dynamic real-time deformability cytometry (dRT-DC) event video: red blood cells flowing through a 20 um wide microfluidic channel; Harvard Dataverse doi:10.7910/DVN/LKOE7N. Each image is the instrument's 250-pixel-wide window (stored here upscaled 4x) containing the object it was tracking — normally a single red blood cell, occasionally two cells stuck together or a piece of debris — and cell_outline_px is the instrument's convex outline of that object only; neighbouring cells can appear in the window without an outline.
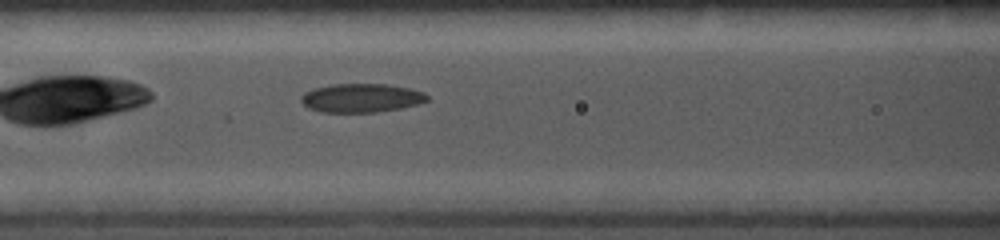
{"species": "common noctule bat (a hibernating species)", "species_latin": "Nyctalus noctula", "temperature_condition": "cold", "stored_images_in_passage": 49, "camera_frame_rate_fps": 5000, "um_per_image_px": 0.085, "animal": {"sex": "female", "body_mass_g": 19.0, "forearm_length_mm": 56.7}, "frame": {"image": 1, "passage_image": 17, "time_ms": 3.2, "image_size_px": [1000, 240], "cell_outline_px": [[428, 100], [416, 104], [400, 108], [376, 112], [320, 112], [308, 108], [300, 100], [300, 96], [304, 92], [312, 88], [332, 84], [388, 84], [408, 88], [424, 92], [428, 96]], "centroid_in_image_um": [30.66, 8.32], "position_along_channel_um": 135.9, "area_um2": 21.15}}
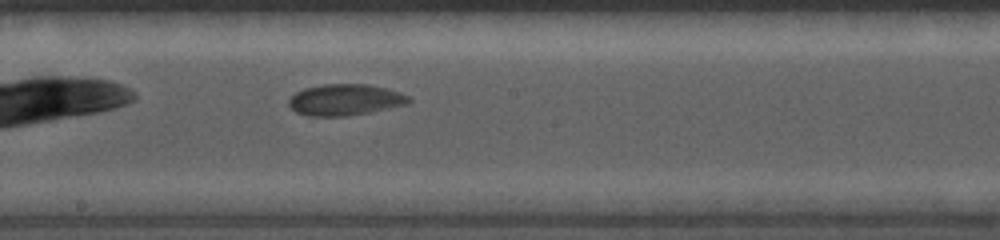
{"frame": {"image": 2, "passage_image": 26, "time_ms": 5.0, "image_size_px": [1000, 240], "cell_outline_px": [[412, 100], [408, 104], [348, 116], [308, 116], [296, 112], [288, 104], [288, 100], [296, 92], [304, 88], [324, 84], [368, 84], [388, 88], [412, 96]], "centroid_in_image_um": [29.37, 8.47], "position_along_channel_um": 218.8, "area_um2": 22.02}}
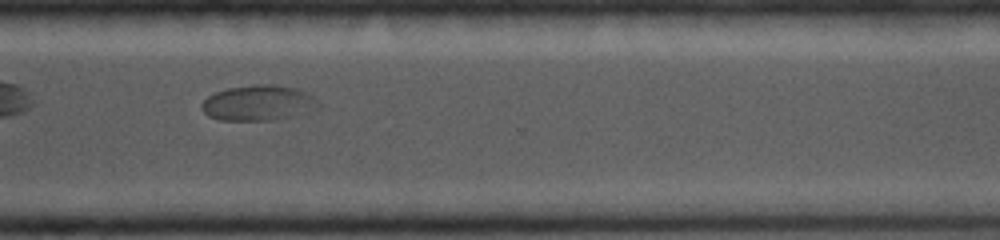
{"frame": {"image": 3, "passage_image": 40, "time_ms": 7.8, "image_size_px": [1000, 240], "cell_outline_px": [[312, 100], [292, 116], [272, 120], [220, 120], [208, 116], [204, 112], [200, 104], [208, 96], [216, 92], [228, 88], [256, 84], [272, 84], [296, 88], [308, 92]], "centroid_in_image_um": [21.72, 8.73], "position_along_channel_um": 348.9, "area_um2": 22.77}}